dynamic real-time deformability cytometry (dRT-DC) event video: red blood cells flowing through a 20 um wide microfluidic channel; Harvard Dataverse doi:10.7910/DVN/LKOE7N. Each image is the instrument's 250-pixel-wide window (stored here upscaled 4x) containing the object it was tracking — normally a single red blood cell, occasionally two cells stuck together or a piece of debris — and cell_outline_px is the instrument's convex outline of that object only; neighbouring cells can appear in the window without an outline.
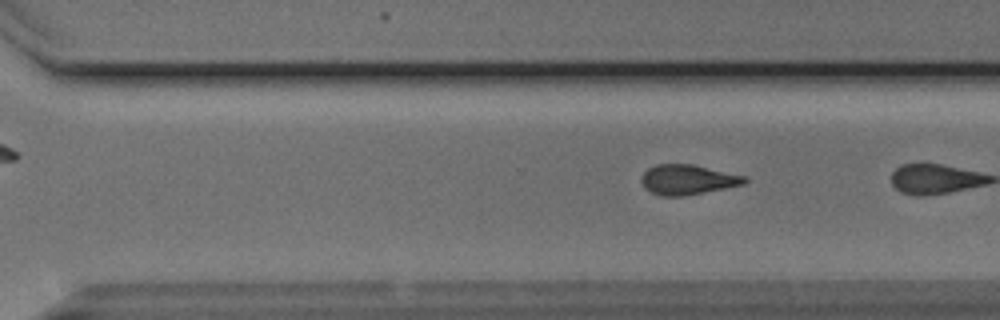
{"species": "Egyptian fruit bat (a non-hibernating species)", "species_latin": "Rousettus aegyptiacus", "temperature_condition": "cold", "stored_images_in_passage": 9, "segment_of_instrument_passage": [2, 2], "camera_frame_rate_fps": 3000, "um_per_image_px": 0.085, "animal": {"sex": "male"}, "frame": {"image": 1, "passage_image": 9, "time_ms": 2.667, "image_size_px": [1000, 320], "cell_outline_px": [[748, 180], [744, 184], [684, 196], [660, 196], [644, 188], [640, 180], [644, 172], [648, 168], [656, 164], [692, 164], [748, 176]], "centroid_in_image_um": [58.45, 15.26], "position_along_channel_um": 312.1, "area_um2": 18.09}}